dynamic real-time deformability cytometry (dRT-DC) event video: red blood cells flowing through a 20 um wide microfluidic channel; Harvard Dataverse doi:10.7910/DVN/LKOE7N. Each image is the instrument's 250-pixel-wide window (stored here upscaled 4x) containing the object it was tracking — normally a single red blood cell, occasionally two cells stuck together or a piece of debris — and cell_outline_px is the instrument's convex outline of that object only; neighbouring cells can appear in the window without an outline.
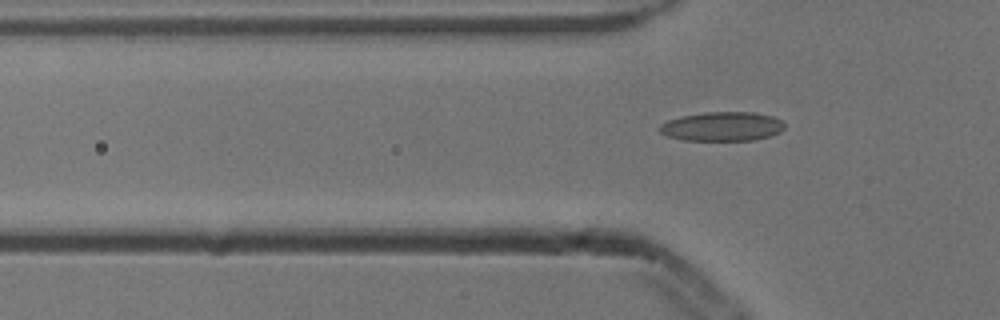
{"species": "common noctule bat (a hibernating species)", "species_latin": "Nyctalus noctula", "temperature_condition": "cold", "stored_images_in_passage": 4, "camera_frame_rate_fps": 3000, "um_per_image_px": 0.085, "animal": {"sex": "male", "body_mass_g": 13.3}, "frame": {"image": 1, "passage_image": 4, "time_ms": 1.0, "image_size_px": [1000, 320], "cell_outline_px": [[784, 128], [780, 132], [772, 136], [752, 140], [684, 140], [668, 136], [660, 132], [656, 128], [660, 124], [668, 120], [684, 116], [704, 112], [752, 112], [772, 116], [780, 120], [784, 124]], "centroid_in_image_um": [61.38, 10.75], "position_along_channel_um": 64.4, "area_um2": 21.21}}